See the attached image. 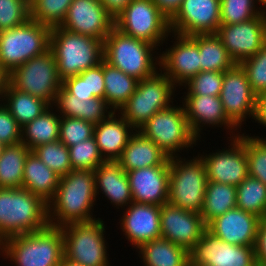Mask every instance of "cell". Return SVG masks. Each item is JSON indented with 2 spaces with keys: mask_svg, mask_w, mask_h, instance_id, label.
<instances>
[{
  "mask_svg": "<svg viewBox=\"0 0 266 266\" xmlns=\"http://www.w3.org/2000/svg\"><path fill=\"white\" fill-rule=\"evenodd\" d=\"M62 86L76 98H95L93 94H88L87 70L79 75L65 78Z\"/></svg>",
  "mask_w": 266,
  "mask_h": 266,
  "instance_id": "cell-49",
  "label": "cell"
},
{
  "mask_svg": "<svg viewBox=\"0 0 266 266\" xmlns=\"http://www.w3.org/2000/svg\"><path fill=\"white\" fill-rule=\"evenodd\" d=\"M158 9L170 20L180 9L183 0H152Z\"/></svg>",
  "mask_w": 266,
  "mask_h": 266,
  "instance_id": "cell-51",
  "label": "cell"
},
{
  "mask_svg": "<svg viewBox=\"0 0 266 266\" xmlns=\"http://www.w3.org/2000/svg\"><path fill=\"white\" fill-rule=\"evenodd\" d=\"M189 266H257L255 249L224 242L206 229L189 251Z\"/></svg>",
  "mask_w": 266,
  "mask_h": 266,
  "instance_id": "cell-13",
  "label": "cell"
},
{
  "mask_svg": "<svg viewBox=\"0 0 266 266\" xmlns=\"http://www.w3.org/2000/svg\"><path fill=\"white\" fill-rule=\"evenodd\" d=\"M176 42L159 55V70L177 87L183 86L200 72V53L197 45V34L185 36L172 33Z\"/></svg>",
  "mask_w": 266,
  "mask_h": 266,
  "instance_id": "cell-18",
  "label": "cell"
},
{
  "mask_svg": "<svg viewBox=\"0 0 266 266\" xmlns=\"http://www.w3.org/2000/svg\"><path fill=\"white\" fill-rule=\"evenodd\" d=\"M9 83L52 106L62 86L53 52L49 49L15 68L10 73Z\"/></svg>",
  "mask_w": 266,
  "mask_h": 266,
  "instance_id": "cell-11",
  "label": "cell"
},
{
  "mask_svg": "<svg viewBox=\"0 0 266 266\" xmlns=\"http://www.w3.org/2000/svg\"><path fill=\"white\" fill-rule=\"evenodd\" d=\"M52 111V112H51ZM60 115L50 107L21 128V142L31 151L39 145L59 140Z\"/></svg>",
  "mask_w": 266,
  "mask_h": 266,
  "instance_id": "cell-33",
  "label": "cell"
},
{
  "mask_svg": "<svg viewBox=\"0 0 266 266\" xmlns=\"http://www.w3.org/2000/svg\"><path fill=\"white\" fill-rule=\"evenodd\" d=\"M161 237L186 249L188 252L207 229L199 213L187 211L169 203L160 209Z\"/></svg>",
  "mask_w": 266,
  "mask_h": 266,
  "instance_id": "cell-20",
  "label": "cell"
},
{
  "mask_svg": "<svg viewBox=\"0 0 266 266\" xmlns=\"http://www.w3.org/2000/svg\"><path fill=\"white\" fill-rule=\"evenodd\" d=\"M113 111L105 120L94 127V138L105 161H117L136 129L120 114ZM134 130V131H133ZM132 131V132H131Z\"/></svg>",
  "mask_w": 266,
  "mask_h": 266,
  "instance_id": "cell-25",
  "label": "cell"
},
{
  "mask_svg": "<svg viewBox=\"0 0 266 266\" xmlns=\"http://www.w3.org/2000/svg\"><path fill=\"white\" fill-rule=\"evenodd\" d=\"M197 45L200 53V72H224L236 65L216 34H197Z\"/></svg>",
  "mask_w": 266,
  "mask_h": 266,
  "instance_id": "cell-36",
  "label": "cell"
},
{
  "mask_svg": "<svg viewBox=\"0 0 266 266\" xmlns=\"http://www.w3.org/2000/svg\"><path fill=\"white\" fill-rule=\"evenodd\" d=\"M260 220V217L235 207L213 219L207 229L232 245L255 246Z\"/></svg>",
  "mask_w": 266,
  "mask_h": 266,
  "instance_id": "cell-22",
  "label": "cell"
},
{
  "mask_svg": "<svg viewBox=\"0 0 266 266\" xmlns=\"http://www.w3.org/2000/svg\"><path fill=\"white\" fill-rule=\"evenodd\" d=\"M49 225L48 204L24 188H0V244Z\"/></svg>",
  "mask_w": 266,
  "mask_h": 266,
  "instance_id": "cell-2",
  "label": "cell"
},
{
  "mask_svg": "<svg viewBox=\"0 0 266 266\" xmlns=\"http://www.w3.org/2000/svg\"><path fill=\"white\" fill-rule=\"evenodd\" d=\"M103 222L97 218L62 226L64 257L81 266H110Z\"/></svg>",
  "mask_w": 266,
  "mask_h": 266,
  "instance_id": "cell-9",
  "label": "cell"
},
{
  "mask_svg": "<svg viewBox=\"0 0 266 266\" xmlns=\"http://www.w3.org/2000/svg\"><path fill=\"white\" fill-rule=\"evenodd\" d=\"M95 124L78 118L61 117L59 140L67 147L85 141L94 135Z\"/></svg>",
  "mask_w": 266,
  "mask_h": 266,
  "instance_id": "cell-45",
  "label": "cell"
},
{
  "mask_svg": "<svg viewBox=\"0 0 266 266\" xmlns=\"http://www.w3.org/2000/svg\"><path fill=\"white\" fill-rule=\"evenodd\" d=\"M72 170H95L105 160L101 156L94 136L68 147Z\"/></svg>",
  "mask_w": 266,
  "mask_h": 266,
  "instance_id": "cell-41",
  "label": "cell"
},
{
  "mask_svg": "<svg viewBox=\"0 0 266 266\" xmlns=\"http://www.w3.org/2000/svg\"><path fill=\"white\" fill-rule=\"evenodd\" d=\"M73 0H30V19L50 28L60 26Z\"/></svg>",
  "mask_w": 266,
  "mask_h": 266,
  "instance_id": "cell-38",
  "label": "cell"
},
{
  "mask_svg": "<svg viewBox=\"0 0 266 266\" xmlns=\"http://www.w3.org/2000/svg\"><path fill=\"white\" fill-rule=\"evenodd\" d=\"M88 94H93L95 98H104V60L97 66L87 69Z\"/></svg>",
  "mask_w": 266,
  "mask_h": 266,
  "instance_id": "cell-48",
  "label": "cell"
},
{
  "mask_svg": "<svg viewBox=\"0 0 266 266\" xmlns=\"http://www.w3.org/2000/svg\"><path fill=\"white\" fill-rule=\"evenodd\" d=\"M59 178L35 153L29 152L24 163L22 188L39 196L48 204L58 188Z\"/></svg>",
  "mask_w": 266,
  "mask_h": 266,
  "instance_id": "cell-29",
  "label": "cell"
},
{
  "mask_svg": "<svg viewBox=\"0 0 266 266\" xmlns=\"http://www.w3.org/2000/svg\"><path fill=\"white\" fill-rule=\"evenodd\" d=\"M96 195L102 192L119 209L132 203V194L126 171L118 161H104L95 170ZM101 190V191H99Z\"/></svg>",
  "mask_w": 266,
  "mask_h": 266,
  "instance_id": "cell-26",
  "label": "cell"
},
{
  "mask_svg": "<svg viewBox=\"0 0 266 266\" xmlns=\"http://www.w3.org/2000/svg\"><path fill=\"white\" fill-rule=\"evenodd\" d=\"M220 98L227 118L237 128L241 129L242 122L246 121L248 115L254 118L256 94L239 64L224 71Z\"/></svg>",
  "mask_w": 266,
  "mask_h": 266,
  "instance_id": "cell-17",
  "label": "cell"
},
{
  "mask_svg": "<svg viewBox=\"0 0 266 266\" xmlns=\"http://www.w3.org/2000/svg\"><path fill=\"white\" fill-rule=\"evenodd\" d=\"M239 65L247 75L253 92L258 95L266 91V43L254 56L244 59Z\"/></svg>",
  "mask_w": 266,
  "mask_h": 266,
  "instance_id": "cell-46",
  "label": "cell"
},
{
  "mask_svg": "<svg viewBox=\"0 0 266 266\" xmlns=\"http://www.w3.org/2000/svg\"><path fill=\"white\" fill-rule=\"evenodd\" d=\"M0 253L16 266H59L64 257L61 227H47L12 236L0 244Z\"/></svg>",
  "mask_w": 266,
  "mask_h": 266,
  "instance_id": "cell-3",
  "label": "cell"
},
{
  "mask_svg": "<svg viewBox=\"0 0 266 266\" xmlns=\"http://www.w3.org/2000/svg\"><path fill=\"white\" fill-rule=\"evenodd\" d=\"M240 135L245 139L248 176L256 178L266 185V140L259 136Z\"/></svg>",
  "mask_w": 266,
  "mask_h": 266,
  "instance_id": "cell-42",
  "label": "cell"
},
{
  "mask_svg": "<svg viewBox=\"0 0 266 266\" xmlns=\"http://www.w3.org/2000/svg\"><path fill=\"white\" fill-rule=\"evenodd\" d=\"M137 249L144 266H189V252L162 237L143 243Z\"/></svg>",
  "mask_w": 266,
  "mask_h": 266,
  "instance_id": "cell-30",
  "label": "cell"
},
{
  "mask_svg": "<svg viewBox=\"0 0 266 266\" xmlns=\"http://www.w3.org/2000/svg\"><path fill=\"white\" fill-rule=\"evenodd\" d=\"M132 0H100L108 14L115 19Z\"/></svg>",
  "mask_w": 266,
  "mask_h": 266,
  "instance_id": "cell-52",
  "label": "cell"
},
{
  "mask_svg": "<svg viewBox=\"0 0 266 266\" xmlns=\"http://www.w3.org/2000/svg\"><path fill=\"white\" fill-rule=\"evenodd\" d=\"M53 104L61 117L78 118L95 125L113 112L104 98H76L63 86L59 89Z\"/></svg>",
  "mask_w": 266,
  "mask_h": 266,
  "instance_id": "cell-27",
  "label": "cell"
},
{
  "mask_svg": "<svg viewBox=\"0 0 266 266\" xmlns=\"http://www.w3.org/2000/svg\"><path fill=\"white\" fill-rule=\"evenodd\" d=\"M261 125L266 127V91L256 95V106L254 118Z\"/></svg>",
  "mask_w": 266,
  "mask_h": 266,
  "instance_id": "cell-53",
  "label": "cell"
},
{
  "mask_svg": "<svg viewBox=\"0 0 266 266\" xmlns=\"http://www.w3.org/2000/svg\"><path fill=\"white\" fill-rule=\"evenodd\" d=\"M59 78L76 76L103 60V41L70 32L61 27L51 28L50 47Z\"/></svg>",
  "mask_w": 266,
  "mask_h": 266,
  "instance_id": "cell-4",
  "label": "cell"
},
{
  "mask_svg": "<svg viewBox=\"0 0 266 266\" xmlns=\"http://www.w3.org/2000/svg\"><path fill=\"white\" fill-rule=\"evenodd\" d=\"M183 99L185 102L182 104L189 127L197 138H201V127L206 124L207 126H224L233 131L238 129L227 118L220 96L186 95Z\"/></svg>",
  "mask_w": 266,
  "mask_h": 266,
  "instance_id": "cell-24",
  "label": "cell"
},
{
  "mask_svg": "<svg viewBox=\"0 0 266 266\" xmlns=\"http://www.w3.org/2000/svg\"><path fill=\"white\" fill-rule=\"evenodd\" d=\"M256 2L258 0H220L221 24H237L261 14L266 16V9L256 8Z\"/></svg>",
  "mask_w": 266,
  "mask_h": 266,
  "instance_id": "cell-40",
  "label": "cell"
},
{
  "mask_svg": "<svg viewBox=\"0 0 266 266\" xmlns=\"http://www.w3.org/2000/svg\"><path fill=\"white\" fill-rule=\"evenodd\" d=\"M32 152L59 177L72 170L68 147L60 140L39 145Z\"/></svg>",
  "mask_w": 266,
  "mask_h": 266,
  "instance_id": "cell-39",
  "label": "cell"
},
{
  "mask_svg": "<svg viewBox=\"0 0 266 266\" xmlns=\"http://www.w3.org/2000/svg\"><path fill=\"white\" fill-rule=\"evenodd\" d=\"M96 197L94 170H71L59 178L54 197L48 202L49 225L62 227L96 219L92 217Z\"/></svg>",
  "mask_w": 266,
  "mask_h": 266,
  "instance_id": "cell-1",
  "label": "cell"
},
{
  "mask_svg": "<svg viewBox=\"0 0 266 266\" xmlns=\"http://www.w3.org/2000/svg\"><path fill=\"white\" fill-rule=\"evenodd\" d=\"M230 138V149L217 150L200 157L204 161L208 181L238 186L248 176L245 139L240 133Z\"/></svg>",
  "mask_w": 266,
  "mask_h": 266,
  "instance_id": "cell-15",
  "label": "cell"
},
{
  "mask_svg": "<svg viewBox=\"0 0 266 266\" xmlns=\"http://www.w3.org/2000/svg\"><path fill=\"white\" fill-rule=\"evenodd\" d=\"M236 186L208 181L200 215L206 225L236 205Z\"/></svg>",
  "mask_w": 266,
  "mask_h": 266,
  "instance_id": "cell-34",
  "label": "cell"
},
{
  "mask_svg": "<svg viewBox=\"0 0 266 266\" xmlns=\"http://www.w3.org/2000/svg\"><path fill=\"white\" fill-rule=\"evenodd\" d=\"M216 35L236 64L256 55L266 43V16L237 23L220 24Z\"/></svg>",
  "mask_w": 266,
  "mask_h": 266,
  "instance_id": "cell-14",
  "label": "cell"
},
{
  "mask_svg": "<svg viewBox=\"0 0 266 266\" xmlns=\"http://www.w3.org/2000/svg\"><path fill=\"white\" fill-rule=\"evenodd\" d=\"M236 188L237 207L261 219L266 218V185L256 178L247 176Z\"/></svg>",
  "mask_w": 266,
  "mask_h": 266,
  "instance_id": "cell-37",
  "label": "cell"
},
{
  "mask_svg": "<svg viewBox=\"0 0 266 266\" xmlns=\"http://www.w3.org/2000/svg\"><path fill=\"white\" fill-rule=\"evenodd\" d=\"M161 206L132 202L121 217V229L126 239L138 248L143 243L161 237Z\"/></svg>",
  "mask_w": 266,
  "mask_h": 266,
  "instance_id": "cell-23",
  "label": "cell"
},
{
  "mask_svg": "<svg viewBox=\"0 0 266 266\" xmlns=\"http://www.w3.org/2000/svg\"><path fill=\"white\" fill-rule=\"evenodd\" d=\"M155 48L158 47L113 27L103 41V60L140 81L157 72L160 60L159 56L153 57Z\"/></svg>",
  "mask_w": 266,
  "mask_h": 266,
  "instance_id": "cell-5",
  "label": "cell"
},
{
  "mask_svg": "<svg viewBox=\"0 0 266 266\" xmlns=\"http://www.w3.org/2000/svg\"><path fill=\"white\" fill-rule=\"evenodd\" d=\"M0 142L13 145L21 142V127L9 110L0 102Z\"/></svg>",
  "mask_w": 266,
  "mask_h": 266,
  "instance_id": "cell-47",
  "label": "cell"
},
{
  "mask_svg": "<svg viewBox=\"0 0 266 266\" xmlns=\"http://www.w3.org/2000/svg\"><path fill=\"white\" fill-rule=\"evenodd\" d=\"M170 157L155 142L136 130L117 160L126 171L163 165Z\"/></svg>",
  "mask_w": 266,
  "mask_h": 266,
  "instance_id": "cell-28",
  "label": "cell"
},
{
  "mask_svg": "<svg viewBox=\"0 0 266 266\" xmlns=\"http://www.w3.org/2000/svg\"><path fill=\"white\" fill-rule=\"evenodd\" d=\"M138 82L139 80L128 76L104 60V99L112 111L117 112L122 108L136 91Z\"/></svg>",
  "mask_w": 266,
  "mask_h": 266,
  "instance_id": "cell-32",
  "label": "cell"
},
{
  "mask_svg": "<svg viewBox=\"0 0 266 266\" xmlns=\"http://www.w3.org/2000/svg\"><path fill=\"white\" fill-rule=\"evenodd\" d=\"M254 249L257 266H266V218L259 222Z\"/></svg>",
  "mask_w": 266,
  "mask_h": 266,
  "instance_id": "cell-50",
  "label": "cell"
},
{
  "mask_svg": "<svg viewBox=\"0 0 266 266\" xmlns=\"http://www.w3.org/2000/svg\"><path fill=\"white\" fill-rule=\"evenodd\" d=\"M51 28L29 19L26 23L0 31V64L11 73L50 47Z\"/></svg>",
  "mask_w": 266,
  "mask_h": 266,
  "instance_id": "cell-7",
  "label": "cell"
},
{
  "mask_svg": "<svg viewBox=\"0 0 266 266\" xmlns=\"http://www.w3.org/2000/svg\"><path fill=\"white\" fill-rule=\"evenodd\" d=\"M3 147H4V145L0 142V155H1V152L3 150Z\"/></svg>",
  "mask_w": 266,
  "mask_h": 266,
  "instance_id": "cell-57",
  "label": "cell"
},
{
  "mask_svg": "<svg viewBox=\"0 0 266 266\" xmlns=\"http://www.w3.org/2000/svg\"><path fill=\"white\" fill-rule=\"evenodd\" d=\"M138 131L169 157L178 156L176 152L194 147L193 144L200 140L192 133L183 106L171 105L157 112Z\"/></svg>",
  "mask_w": 266,
  "mask_h": 266,
  "instance_id": "cell-10",
  "label": "cell"
},
{
  "mask_svg": "<svg viewBox=\"0 0 266 266\" xmlns=\"http://www.w3.org/2000/svg\"><path fill=\"white\" fill-rule=\"evenodd\" d=\"M30 151L22 142L4 145L0 155V188H22L24 163Z\"/></svg>",
  "mask_w": 266,
  "mask_h": 266,
  "instance_id": "cell-35",
  "label": "cell"
},
{
  "mask_svg": "<svg viewBox=\"0 0 266 266\" xmlns=\"http://www.w3.org/2000/svg\"><path fill=\"white\" fill-rule=\"evenodd\" d=\"M59 266H81V265L63 257Z\"/></svg>",
  "mask_w": 266,
  "mask_h": 266,
  "instance_id": "cell-55",
  "label": "cell"
},
{
  "mask_svg": "<svg viewBox=\"0 0 266 266\" xmlns=\"http://www.w3.org/2000/svg\"><path fill=\"white\" fill-rule=\"evenodd\" d=\"M4 106L22 128L30 121L40 116L50 106L46 101L36 98L29 93L15 89L10 83L2 95Z\"/></svg>",
  "mask_w": 266,
  "mask_h": 266,
  "instance_id": "cell-31",
  "label": "cell"
},
{
  "mask_svg": "<svg viewBox=\"0 0 266 266\" xmlns=\"http://www.w3.org/2000/svg\"><path fill=\"white\" fill-rule=\"evenodd\" d=\"M169 158L168 203L200 214L208 182L206 167L201 157L187 160Z\"/></svg>",
  "mask_w": 266,
  "mask_h": 266,
  "instance_id": "cell-6",
  "label": "cell"
},
{
  "mask_svg": "<svg viewBox=\"0 0 266 266\" xmlns=\"http://www.w3.org/2000/svg\"><path fill=\"white\" fill-rule=\"evenodd\" d=\"M132 202L162 206L168 203L169 159L160 166L126 172Z\"/></svg>",
  "mask_w": 266,
  "mask_h": 266,
  "instance_id": "cell-21",
  "label": "cell"
},
{
  "mask_svg": "<svg viewBox=\"0 0 266 266\" xmlns=\"http://www.w3.org/2000/svg\"><path fill=\"white\" fill-rule=\"evenodd\" d=\"M59 27L104 41L114 27V19L100 0H73Z\"/></svg>",
  "mask_w": 266,
  "mask_h": 266,
  "instance_id": "cell-19",
  "label": "cell"
},
{
  "mask_svg": "<svg viewBox=\"0 0 266 266\" xmlns=\"http://www.w3.org/2000/svg\"><path fill=\"white\" fill-rule=\"evenodd\" d=\"M220 24V0H183L169 20L171 33L185 36L216 34Z\"/></svg>",
  "mask_w": 266,
  "mask_h": 266,
  "instance_id": "cell-16",
  "label": "cell"
},
{
  "mask_svg": "<svg viewBox=\"0 0 266 266\" xmlns=\"http://www.w3.org/2000/svg\"><path fill=\"white\" fill-rule=\"evenodd\" d=\"M10 73L0 64V99L9 85Z\"/></svg>",
  "mask_w": 266,
  "mask_h": 266,
  "instance_id": "cell-54",
  "label": "cell"
},
{
  "mask_svg": "<svg viewBox=\"0 0 266 266\" xmlns=\"http://www.w3.org/2000/svg\"><path fill=\"white\" fill-rule=\"evenodd\" d=\"M114 27L156 47L171 33L169 19L152 0H132L114 19Z\"/></svg>",
  "mask_w": 266,
  "mask_h": 266,
  "instance_id": "cell-12",
  "label": "cell"
},
{
  "mask_svg": "<svg viewBox=\"0 0 266 266\" xmlns=\"http://www.w3.org/2000/svg\"><path fill=\"white\" fill-rule=\"evenodd\" d=\"M161 71L160 73H158ZM140 80L136 91L118 111L136 130L140 129L154 114L169 108L176 86L162 70Z\"/></svg>",
  "mask_w": 266,
  "mask_h": 266,
  "instance_id": "cell-8",
  "label": "cell"
},
{
  "mask_svg": "<svg viewBox=\"0 0 266 266\" xmlns=\"http://www.w3.org/2000/svg\"><path fill=\"white\" fill-rule=\"evenodd\" d=\"M30 19V0H0V31L18 27Z\"/></svg>",
  "mask_w": 266,
  "mask_h": 266,
  "instance_id": "cell-43",
  "label": "cell"
},
{
  "mask_svg": "<svg viewBox=\"0 0 266 266\" xmlns=\"http://www.w3.org/2000/svg\"><path fill=\"white\" fill-rule=\"evenodd\" d=\"M223 79L224 72L201 71L183 86H187L186 95L220 96Z\"/></svg>",
  "mask_w": 266,
  "mask_h": 266,
  "instance_id": "cell-44",
  "label": "cell"
},
{
  "mask_svg": "<svg viewBox=\"0 0 266 266\" xmlns=\"http://www.w3.org/2000/svg\"><path fill=\"white\" fill-rule=\"evenodd\" d=\"M259 4H260V7H266V0H258ZM262 4V5H261Z\"/></svg>",
  "mask_w": 266,
  "mask_h": 266,
  "instance_id": "cell-56",
  "label": "cell"
}]
</instances>
